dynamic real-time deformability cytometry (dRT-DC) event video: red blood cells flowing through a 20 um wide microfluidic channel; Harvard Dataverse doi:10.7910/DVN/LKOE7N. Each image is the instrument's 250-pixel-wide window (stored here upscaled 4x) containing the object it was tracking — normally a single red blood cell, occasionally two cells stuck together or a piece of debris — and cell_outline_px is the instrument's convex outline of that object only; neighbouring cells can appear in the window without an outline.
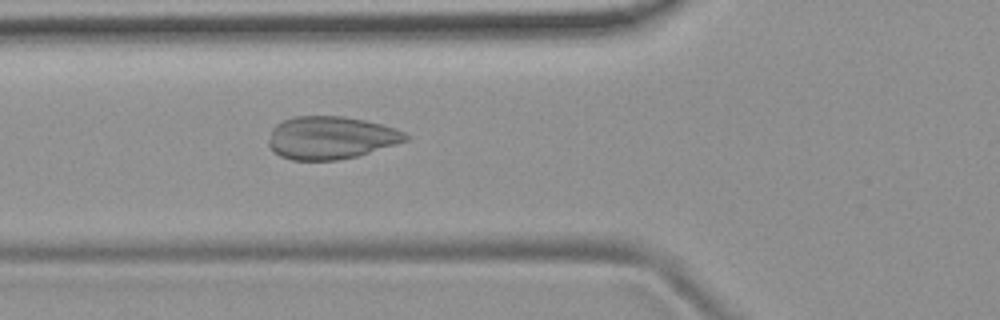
{"species": "common noctule bat (a hibernating species)", "species_latin": "Nyctalus noctula", "temperature_condition": "room temperature", "stored_images_in_passage": 37, "camera_frame_rate_fps": 3000, "um_per_image_px": 0.085, "animal": {"sex": "female", "body_mass_g": 19.9}, "frame": {"image": 1, "passage_image": 4, "time_ms": 1.0, "image_size_px": [1000, 320], "cell_outline_px": [[408, 140], [356, 156], [336, 160], [292, 160], [280, 156], [272, 152], [268, 144], [268, 140], [272, 128], [276, 124], [292, 116], [344, 116], [364, 120], [396, 128], [404, 132], [408, 136]], "centroid_in_image_um": [28.07, 11.7], "position_along_channel_um": 97.7, "area_um2": 34.1}}
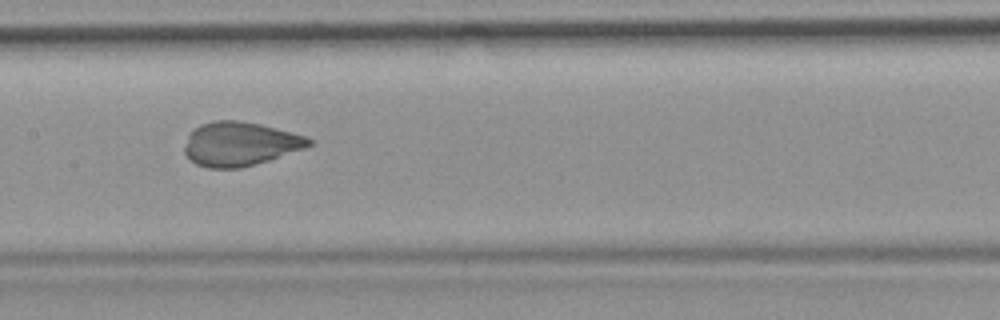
{"frame": {"image": 2, "passage_image": 11, "time_ms": 3.333, "image_size_px": [1000, 320], "cell_outline_px": [[316, 140], [312, 144], [304, 148], [268, 160], [240, 168], [208, 168], [196, 164], [184, 152], [184, 148], [188, 136], [200, 124], [212, 120], [240, 120], [260, 124], [292, 132]], "centroid_in_image_um": [20.4, 12.22], "position_along_channel_um": 187.0, "area_um2": 31.67}}
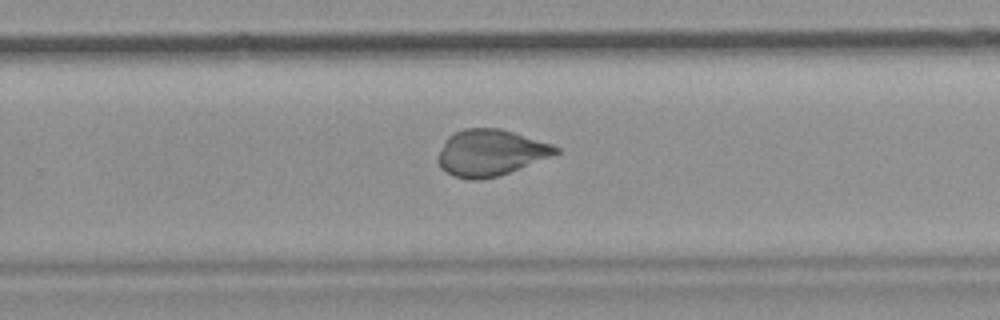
{"frame": {"image": 3, "passage_image": 19, "time_ms": 6.0, "image_size_px": [1000, 320], "cell_outline_px": [[560, 152], [552, 156], [500, 176], [476, 180], [472, 180], [452, 176], [440, 168], [436, 160], [436, 156], [444, 140], [448, 136], [464, 128], [500, 128], [552, 144], [560, 148]], "centroid_in_image_um": [41.65, 12.99], "position_along_channel_um": 288.1, "area_um2": 32.08}}